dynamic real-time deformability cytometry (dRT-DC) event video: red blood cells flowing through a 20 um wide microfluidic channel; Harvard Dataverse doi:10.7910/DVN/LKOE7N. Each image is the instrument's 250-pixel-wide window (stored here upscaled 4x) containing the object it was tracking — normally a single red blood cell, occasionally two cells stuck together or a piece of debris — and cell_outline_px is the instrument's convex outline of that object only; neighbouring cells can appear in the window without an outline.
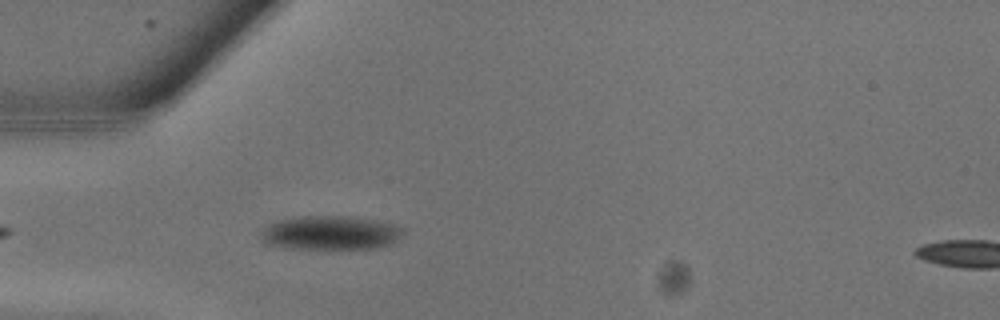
{"species": "common noctule bat (a hibernating species)", "species_latin": "Nyctalus noctula", "temperature_condition": "warm", "stored_images_in_passage": 7, "camera_frame_rate_fps": 3000, "um_per_image_px": 0.085, "animal": {"sex": "male", "body_mass_g": 13.3}, "frame": {"image": 1, "passage_image": 2, "time_ms": 0.333, "image_size_px": [1000, 320], "cell_outline_px": [[400, 232], [396, 240], [392, 244], [380, 248], [348, 252], [284, 248], [268, 244], [260, 240], [260, 232], [264, 228], [280, 220], [304, 216], [344, 216], [372, 220], [392, 224], [400, 228]], "centroid_in_image_um": [28.05, 19.87], "position_along_channel_um": 56.9, "area_um2": 28.96}}
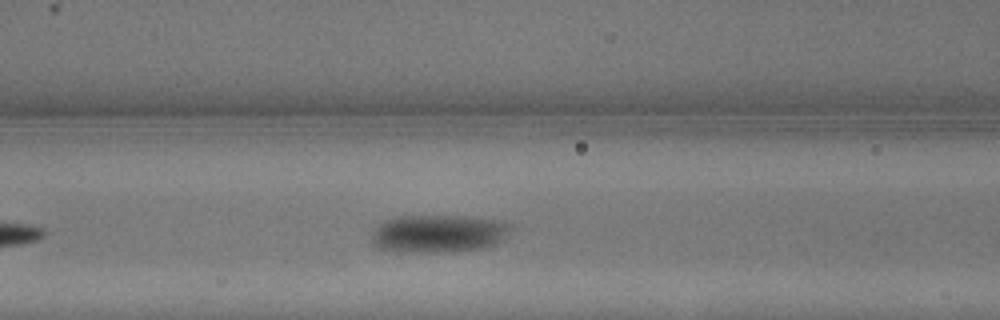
{"frame": {"image": 2, "passage_image": 5, "time_ms": 1.333, "image_size_px": [1000, 320], "cell_outline_px": [[512, 228], [496, 244], [480, 248], [436, 252], [412, 252], [376, 248], [372, 244], [372, 228], [384, 220], [396, 216], [472, 216], [500, 220], [512, 224]], "centroid_in_image_um": [37.23, 19.83], "position_along_channel_um": 129.4, "area_um2": 30.75}}
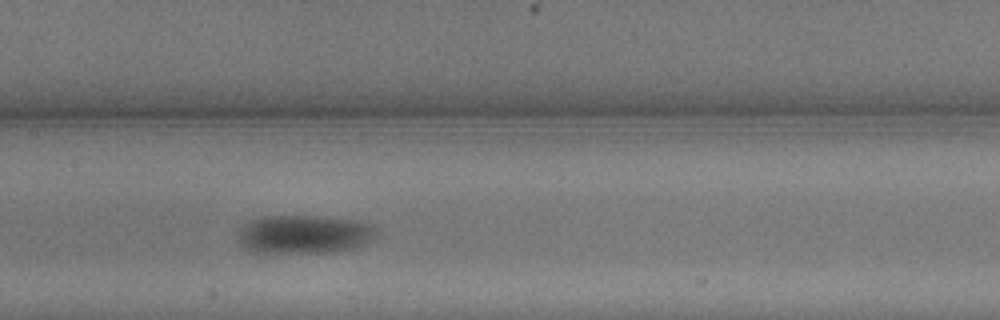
{"frame": {"image": 3, "passage_image": 7, "time_ms": 2.0, "image_size_px": [1000, 320], "cell_outline_px": [[376, 232], [364, 244], [352, 248], [332, 252], [256, 252], [240, 244], [240, 228], [244, 224], [252, 220], [268, 216], [304, 216], [352, 220], [372, 224], [376, 228]], "centroid_in_image_um": [25.84, 19.91], "position_along_channel_um": 181.6, "area_um2": 30.17}}